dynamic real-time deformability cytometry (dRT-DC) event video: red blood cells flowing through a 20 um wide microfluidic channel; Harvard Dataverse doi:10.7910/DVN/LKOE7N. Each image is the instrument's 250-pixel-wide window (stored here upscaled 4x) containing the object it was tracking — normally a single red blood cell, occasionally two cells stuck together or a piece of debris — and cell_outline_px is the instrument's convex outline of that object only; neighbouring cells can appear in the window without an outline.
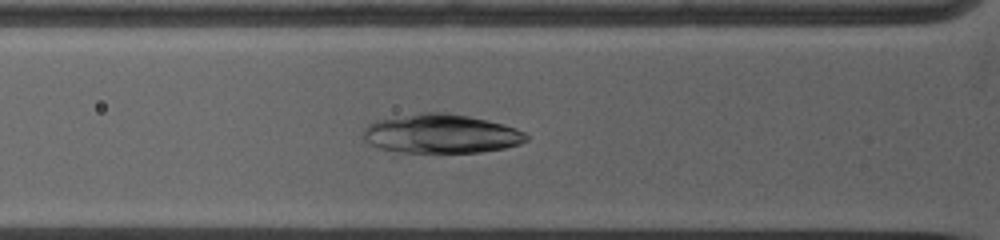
{"species": "common noctule bat (a hibernating species)", "species_latin": "Nyctalus noctula", "temperature_condition": "warm", "stored_images_in_passage": 19, "camera_frame_rate_fps": 5000, "um_per_image_px": 0.085, "animal": {"sex": "female", "body_mass_g": 19.0, "forearm_length_mm": 53.3}, "frame": {"image": 1, "passage_image": 6, "time_ms": 2.8, "image_size_px": [1000, 240], "cell_outline_px": [[528, 140], [520, 144], [504, 148], [480, 152], [400, 152], [376, 148], [364, 140], [364, 128], [368, 124], [376, 120], [424, 112], [444, 112], [468, 116], [488, 120], [504, 124], [516, 128], [524, 132], [528, 136]], "centroid_in_image_um": [37.49, 11.37], "position_along_channel_um": 88.3, "area_um2": 37.11}}
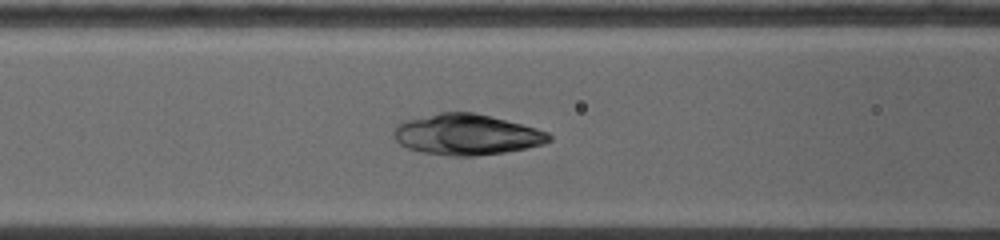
{"frame": {"image": 2, "passage_image": 8, "time_ms": 3.8, "image_size_px": [1000, 240], "cell_outline_px": [[552, 140], [544, 144], [528, 148], [504, 152], [476, 156], [452, 156], [420, 152], [408, 148], [400, 144], [392, 136], [392, 132], [396, 124], [404, 120], [440, 112], [472, 112], [536, 128], [548, 132], [552, 136]], "centroid_in_image_um": [39.63, 11.44], "position_along_channel_um": 127.0, "area_um2": 36.99}}
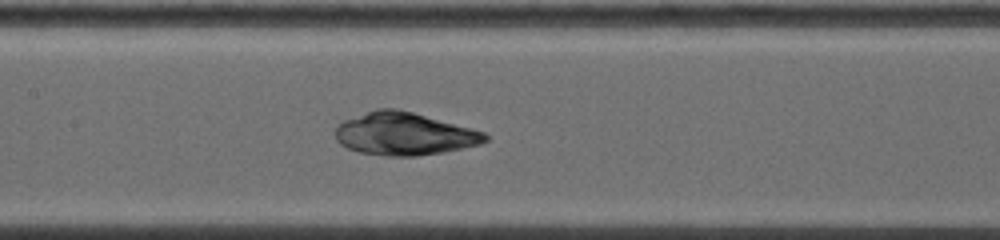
{"frame": {"image": 3, "passage_image": 10, "time_ms": 5.0, "image_size_px": [1000, 240], "cell_outline_px": [[488, 140], [480, 144], [444, 152], [416, 156], [388, 156], [360, 152], [348, 148], [340, 144], [336, 140], [336, 128], [344, 120], [376, 108], [396, 108], [412, 112], [472, 128], [484, 132], [488, 136]], "centroid_in_image_um": [34.37, 11.38], "position_along_channel_um": 173.0, "area_um2": 37.11}}